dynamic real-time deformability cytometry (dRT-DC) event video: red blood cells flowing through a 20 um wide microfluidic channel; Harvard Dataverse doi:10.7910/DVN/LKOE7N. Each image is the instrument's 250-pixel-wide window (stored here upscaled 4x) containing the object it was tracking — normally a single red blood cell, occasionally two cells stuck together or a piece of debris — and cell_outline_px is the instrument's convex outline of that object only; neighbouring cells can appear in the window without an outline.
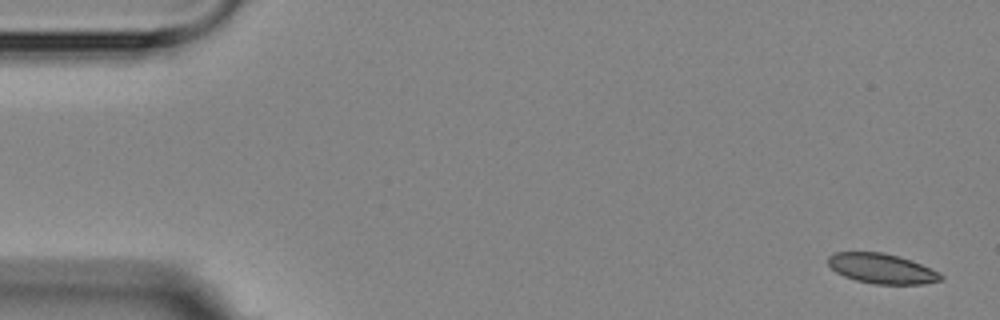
{"species": "Egyptian fruit bat (a non-hibernating species)", "species_latin": "Rousettus aegyptiacus", "temperature_condition": "room temperature", "stored_images_in_passage": 6, "segment_of_instrument_passage": [1, 2], "camera_frame_rate_fps": 3000, "um_per_image_px": 0.085, "animal": {"sex": "female"}, "frame": {"image": 1, "passage_image": 1, "time_ms": 0.0, "image_size_px": [1000, 320], "cell_outline_px": [[944, 280], [924, 284], [876, 284], [856, 280], [844, 276], [836, 272], [828, 264], [828, 256], [836, 252], [880, 252], [900, 256], [912, 260], [940, 272], [944, 276]], "centroid_in_image_um": [75.0, 22.83], "position_along_channel_um": 10.0, "area_um2": 19.83}}
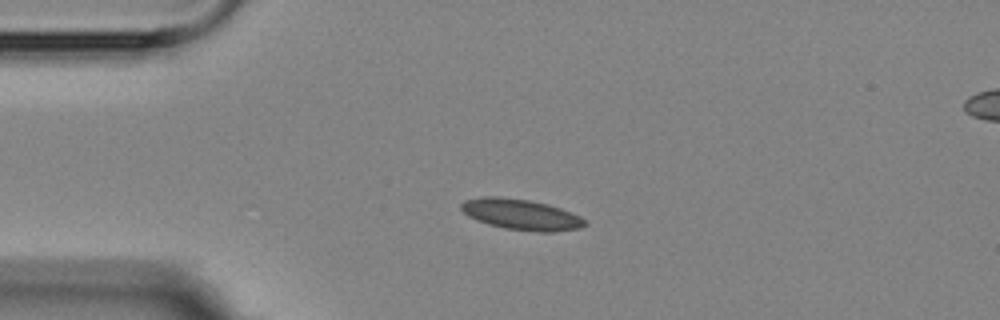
{"frame": {"image": 2, "passage_image": 4, "time_ms": 3.667, "image_size_px": [1000, 320], "cell_outline_px": [[588, 224], [580, 228], [552, 232], [540, 232], [504, 228], [488, 224], [476, 220], [468, 216], [460, 208], [460, 204], [464, 200], [484, 196], [496, 196], [528, 200], [548, 204], [560, 208], [580, 216], [588, 220]], "centroid_in_image_um": [44.3, 18.23], "position_along_channel_um": 40.7, "area_um2": 22.25}}